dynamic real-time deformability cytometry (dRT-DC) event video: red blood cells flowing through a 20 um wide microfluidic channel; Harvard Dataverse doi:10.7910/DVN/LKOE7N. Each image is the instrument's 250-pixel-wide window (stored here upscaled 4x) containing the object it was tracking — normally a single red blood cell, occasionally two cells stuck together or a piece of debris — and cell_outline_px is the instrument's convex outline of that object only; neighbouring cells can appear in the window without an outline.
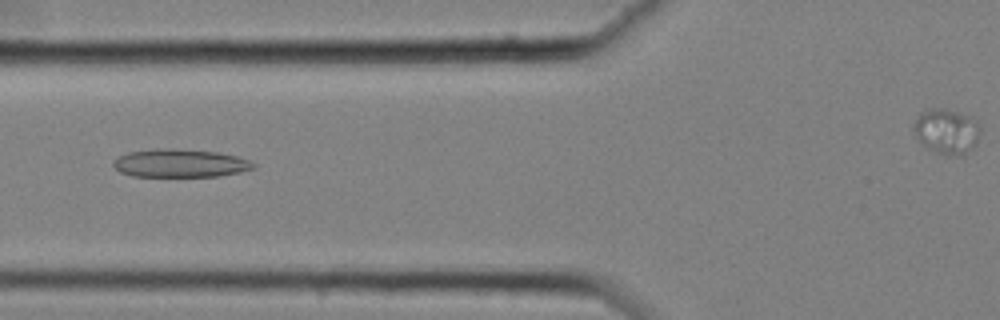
{"species": "common noctule bat (a hibernating species)", "species_latin": "Nyctalus noctula", "temperature_condition": "cold", "stored_images_in_passage": 36, "camera_frame_rate_fps": 3000, "um_per_image_px": 0.085, "animal": {"sex": "female", "body_mass_g": 25.1}, "frame": {"image": 1, "passage_image": 7, "time_ms": 2.0, "image_size_px": [1000, 320], "cell_outline_px": [[256, 168], [240, 172], [220, 176], [132, 176], [120, 172], [112, 164], [112, 160], [128, 152], [152, 148], [172, 148], [216, 152], [236, 156], [248, 160], [256, 164]], "centroid_in_image_um": [15.29, 13.87], "position_along_channel_um": 110.5, "area_um2": 23.06}}
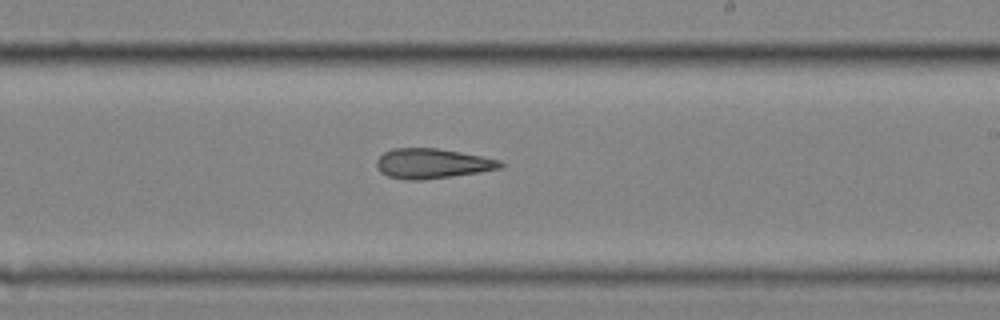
{"frame": {"image": 2, "passage_image": 19, "time_ms": 6.0, "image_size_px": [1000, 320], "cell_outline_px": [[504, 164], [500, 168], [480, 172], [420, 180], [408, 180], [388, 176], [380, 172], [376, 164], [376, 160], [384, 152], [392, 148], [436, 148], [460, 152], [500, 160]], "centroid_in_image_um": [36.71, 13.89], "position_along_channel_um": 252.3, "area_um2": 21.39}}
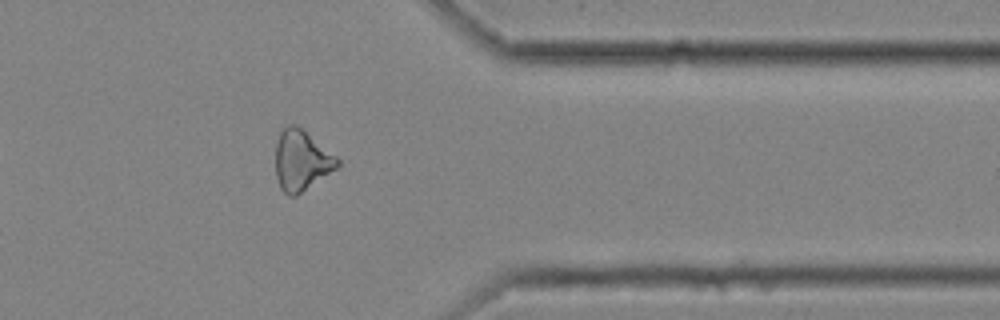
{"frame": {"image": 3, "passage_image": 31, "time_ms": 10.0, "image_size_px": [1000, 320], "cell_outline_px": [[340, 168], [296, 196], [288, 196], [280, 188], [276, 176], [276, 144], [280, 132], [288, 124], [296, 124], [336, 156], [340, 160]], "centroid_in_image_um": [25.64, 13.67], "position_along_channel_um": 385.8, "area_um2": 21.96}, "authors_computed_cell_mechanics": {"area_um2": 21.8195, "velocity_mm_per_s": 3.5443, "shape_relaxation_time_tau1_ms": null, "shape_relaxation_time_tau2_ms": 6.484, "deformation_change_tau1": null, "deformation_change_tau2": 0.1899}}